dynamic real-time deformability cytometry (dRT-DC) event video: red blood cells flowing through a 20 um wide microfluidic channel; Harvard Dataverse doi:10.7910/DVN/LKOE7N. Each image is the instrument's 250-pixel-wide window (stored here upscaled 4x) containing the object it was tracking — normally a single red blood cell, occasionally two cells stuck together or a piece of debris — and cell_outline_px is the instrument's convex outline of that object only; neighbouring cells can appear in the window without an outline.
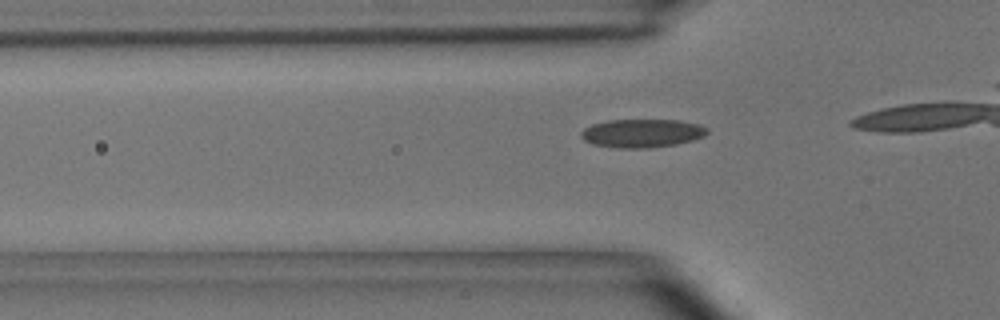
{"species": "common noctule bat (a hibernating species)", "species_latin": "Nyctalus noctula", "temperature_condition": "room temperature", "stored_images_in_passage": 9, "camera_frame_rate_fps": 3000, "um_per_image_px": 0.085, "animal": {"sex": "male", "body_mass_g": 15.6}, "frame": {"image": 1, "passage_image": 4, "time_ms": 1.0, "image_size_px": [1000, 320], "cell_outline_px": [[708, 132], [704, 136], [692, 140], [676, 144], [648, 148], [616, 148], [592, 144], [584, 140], [580, 136], [580, 132], [584, 128], [592, 124], [608, 120], [680, 120], [700, 124], [708, 128]], "centroid_in_image_um": [54.56, 11.32], "position_along_channel_um": 71.2, "area_um2": 21.04}}